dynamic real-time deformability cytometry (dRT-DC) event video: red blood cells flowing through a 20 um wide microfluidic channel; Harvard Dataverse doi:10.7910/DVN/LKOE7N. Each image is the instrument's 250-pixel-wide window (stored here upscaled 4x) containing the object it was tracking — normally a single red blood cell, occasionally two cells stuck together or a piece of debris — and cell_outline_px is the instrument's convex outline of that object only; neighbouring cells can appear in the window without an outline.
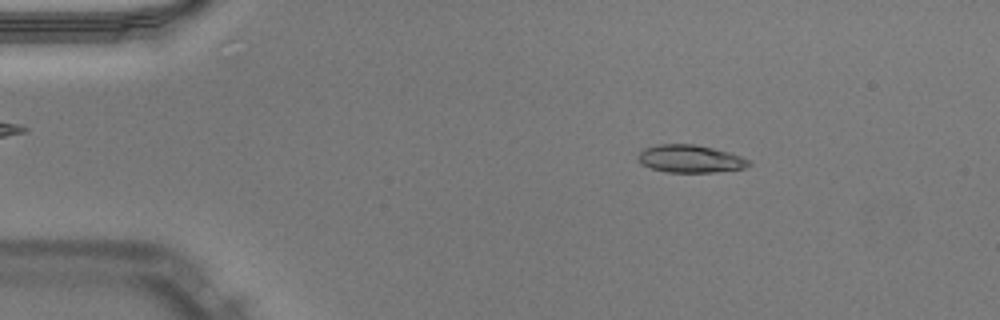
{"species": "Egyptian fruit bat (a non-hibernating species)", "species_latin": "Rousettus aegyptiacus", "temperature_condition": "warm", "stored_images_in_passage": 50, "segment_of_instrument_passage": [1, 2], "camera_frame_rate_fps": 3000, "um_per_image_px": 0.085, "animal": {"sex": "male"}, "frame": {"image": 1, "passage_image": 8, "time_ms": 2.333, "image_size_px": [1000, 320], "cell_outline_px": [[752, 164], [744, 168], [716, 172], [668, 172], [652, 168], [640, 164], [636, 160], [636, 156], [644, 148], [656, 144], [696, 144], [728, 152], [752, 160]], "centroid_in_image_um": [58.65, 13.49], "position_along_channel_um": 26.3, "area_um2": 18.03}}
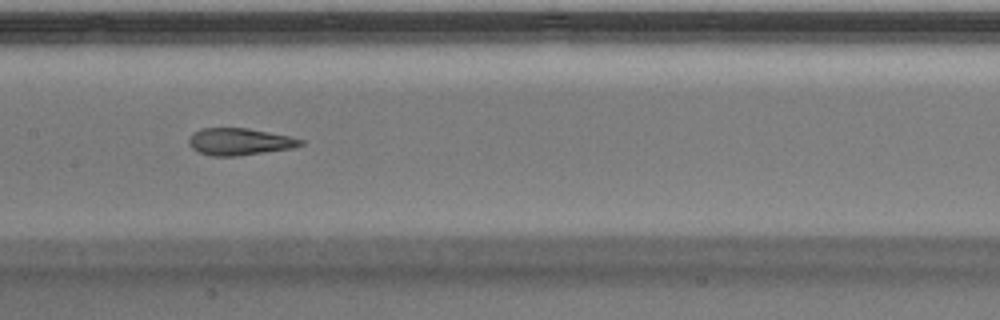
{"frame": {"image": 2, "passage_image": 25, "time_ms": 8.0, "image_size_px": [1000, 320], "cell_outline_px": [[304, 144], [292, 148], [236, 156], [212, 156], [200, 152], [192, 148], [188, 144], [188, 140], [192, 132], [200, 128], [248, 128], [288, 136], [304, 140]], "centroid_in_image_um": [20.32, 12.03], "position_along_channel_um": 187.1, "area_um2": 17.51}}
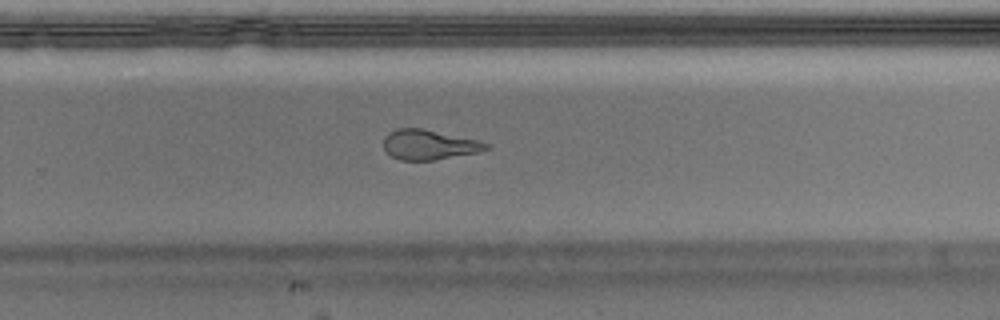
{"frame": {"image": 3, "passage_image": 33, "time_ms": 10.667, "image_size_px": [1000, 320], "cell_outline_px": [[488, 148], [476, 152], [436, 160], [400, 160], [392, 156], [384, 148], [384, 136], [388, 132], [396, 128], [424, 128], [476, 140], [488, 144]], "centroid_in_image_um": [36.4, 12.29], "position_along_channel_um": 293.4, "area_um2": 17.69}}